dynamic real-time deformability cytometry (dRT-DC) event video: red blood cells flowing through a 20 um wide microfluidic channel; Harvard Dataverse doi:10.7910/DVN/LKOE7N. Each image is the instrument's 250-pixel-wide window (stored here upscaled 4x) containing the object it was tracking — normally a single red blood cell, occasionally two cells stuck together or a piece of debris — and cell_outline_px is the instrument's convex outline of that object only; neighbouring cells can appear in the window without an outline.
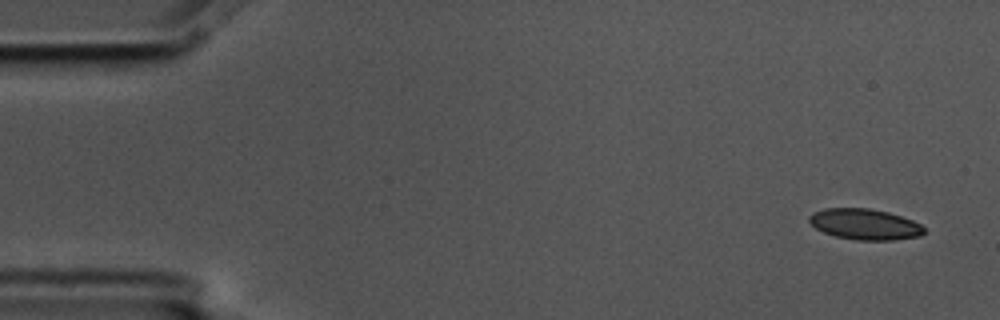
{"species": "common noctule bat (a hibernating species)", "species_latin": "Nyctalus noctula", "temperature_condition": "cold", "stored_images_in_passage": 4, "camera_frame_rate_fps": 3000, "um_per_image_px": 0.085, "animal": {"sex": "male", "body_mass_g": 17.5, "forearm_length_mm": 52.3}, "frame": {"image": 1, "passage_image": 1, "time_ms": 0.0, "image_size_px": [1000, 320], "cell_outline_px": [[924, 232], [920, 236], [892, 240], [856, 240], [836, 236], [824, 232], [816, 228], [808, 220], [808, 216], [812, 212], [824, 208], [868, 208], [888, 212], [912, 220], [920, 224], [924, 228]], "centroid_in_image_um": [73.48, 19.05], "position_along_channel_um": 11.5, "area_um2": 20.58}}